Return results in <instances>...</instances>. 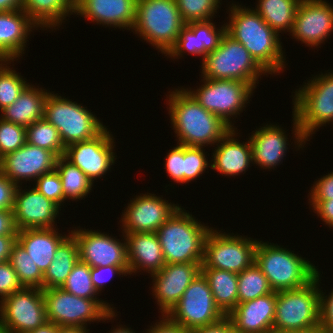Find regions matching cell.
Masks as SVG:
<instances>
[{"instance_id": "obj_39", "label": "cell", "mask_w": 333, "mask_h": 333, "mask_svg": "<svg viewBox=\"0 0 333 333\" xmlns=\"http://www.w3.org/2000/svg\"><path fill=\"white\" fill-rule=\"evenodd\" d=\"M14 60H0V111L10 106L29 85L19 73L10 68Z\"/></svg>"}, {"instance_id": "obj_3", "label": "cell", "mask_w": 333, "mask_h": 333, "mask_svg": "<svg viewBox=\"0 0 333 333\" xmlns=\"http://www.w3.org/2000/svg\"><path fill=\"white\" fill-rule=\"evenodd\" d=\"M304 84L292 99V134L298 150L310 141L317 129L333 122V72L316 75Z\"/></svg>"}, {"instance_id": "obj_11", "label": "cell", "mask_w": 333, "mask_h": 333, "mask_svg": "<svg viewBox=\"0 0 333 333\" xmlns=\"http://www.w3.org/2000/svg\"><path fill=\"white\" fill-rule=\"evenodd\" d=\"M201 80L203 84L199 88L186 90L205 110L220 117L232 129H235L231 120L240 115L246 108V104L250 103L249 98L253 95L255 87L240 80L207 78Z\"/></svg>"}, {"instance_id": "obj_58", "label": "cell", "mask_w": 333, "mask_h": 333, "mask_svg": "<svg viewBox=\"0 0 333 333\" xmlns=\"http://www.w3.org/2000/svg\"><path fill=\"white\" fill-rule=\"evenodd\" d=\"M56 333H89V329L84 327L58 326Z\"/></svg>"}, {"instance_id": "obj_37", "label": "cell", "mask_w": 333, "mask_h": 333, "mask_svg": "<svg viewBox=\"0 0 333 333\" xmlns=\"http://www.w3.org/2000/svg\"><path fill=\"white\" fill-rule=\"evenodd\" d=\"M26 142L47 149L57 157L63 156L65 152L58 129L44 118L26 127Z\"/></svg>"}, {"instance_id": "obj_9", "label": "cell", "mask_w": 333, "mask_h": 333, "mask_svg": "<svg viewBox=\"0 0 333 333\" xmlns=\"http://www.w3.org/2000/svg\"><path fill=\"white\" fill-rule=\"evenodd\" d=\"M42 293L47 321L58 326L87 328V323L105 322L117 316L112 304L75 296L61 287L42 289Z\"/></svg>"}, {"instance_id": "obj_27", "label": "cell", "mask_w": 333, "mask_h": 333, "mask_svg": "<svg viewBox=\"0 0 333 333\" xmlns=\"http://www.w3.org/2000/svg\"><path fill=\"white\" fill-rule=\"evenodd\" d=\"M231 129L217 143L212 154L211 169L219 172L223 176H238L245 173L253 163L252 147L250 140L241 143L235 137L238 130Z\"/></svg>"}, {"instance_id": "obj_8", "label": "cell", "mask_w": 333, "mask_h": 333, "mask_svg": "<svg viewBox=\"0 0 333 333\" xmlns=\"http://www.w3.org/2000/svg\"><path fill=\"white\" fill-rule=\"evenodd\" d=\"M201 78L213 80H240L252 84L255 88L261 75L267 72L255 61L240 42L226 32L219 46L202 60Z\"/></svg>"}, {"instance_id": "obj_34", "label": "cell", "mask_w": 333, "mask_h": 333, "mask_svg": "<svg viewBox=\"0 0 333 333\" xmlns=\"http://www.w3.org/2000/svg\"><path fill=\"white\" fill-rule=\"evenodd\" d=\"M301 0H258L253 8L278 34L291 32L295 14Z\"/></svg>"}, {"instance_id": "obj_16", "label": "cell", "mask_w": 333, "mask_h": 333, "mask_svg": "<svg viewBox=\"0 0 333 333\" xmlns=\"http://www.w3.org/2000/svg\"><path fill=\"white\" fill-rule=\"evenodd\" d=\"M141 194L130 199L122 212V233H156L179 207L154 193Z\"/></svg>"}, {"instance_id": "obj_15", "label": "cell", "mask_w": 333, "mask_h": 333, "mask_svg": "<svg viewBox=\"0 0 333 333\" xmlns=\"http://www.w3.org/2000/svg\"><path fill=\"white\" fill-rule=\"evenodd\" d=\"M114 137L105 128L94 139L65 147L64 157L76 165L90 180L101 178L115 163Z\"/></svg>"}, {"instance_id": "obj_46", "label": "cell", "mask_w": 333, "mask_h": 333, "mask_svg": "<svg viewBox=\"0 0 333 333\" xmlns=\"http://www.w3.org/2000/svg\"><path fill=\"white\" fill-rule=\"evenodd\" d=\"M24 287L18 279V275L10 265L9 261L0 263V301L13 292L19 291Z\"/></svg>"}, {"instance_id": "obj_6", "label": "cell", "mask_w": 333, "mask_h": 333, "mask_svg": "<svg viewBox=\"0 0 333 333\" xmlns=\"http://www.w3.org/2000/svg\"><path fill=\"white\" fill-rule=\"evenodd\" d=\"M293 252L278 244L258 241L255 263L273 291L301 288L315 278L317 266Z\"/></svg>"}, {"instance_id": "obj_43", "label": "cell", "mask_w": 333, "mask_h": 333, "mask_svg": "<svg viewBox=\"0 0 333 333\" xmlns=\"http://www.w3.org/2000/svg\"><path fill=\"white\" fill-rule=\"evenodd\" d=\"M206 158L204 147L184 145V183L197 180L207 167H211Z\"/></svg>"}, {"instance_id": "obj_51", "label": "cell", "mask_w": 333, "mask_h": 333, "mask_svg": "<svg viewBox=\"0 0 333 333\" xmlns=\"http://www.w3.org/2000/svg\"><path fill=\"white\" fill-rule=\"evenodd\" d=\"M314 213L328 225L329 228L333 227V200H309Z\"/></svg>"}, {"instance_id": "obj_22", "label": "cell", "mask_w": 333, "mask_h": 333, "mask_svg": "<svg viewBox=\"0 0 333 333\" xmlns=\"http://www.w3.org/2000/svg\"><path fill=\"white\" fill-rule=\"evenodd\" d=\"M137 0H75V14L96 24L132 30Z\"/></svg>"}, {"instance_id": "obj_33", "label": "cell", "mask_w": 333, "mask_h": 333, "mask_svg": "<svg viewBox=\"0 0 333 333\" xmlns=\"http://www.w3.org/2000/svg\"><path fill=\"white\" fill-rule=\"evenodd\" d=\"M212 291L214 302L228 316L238 304V274L215 268H201Z\"/></svg>"}, {"instance_id": "obj_19", "label": "cell", "mask_w": 333, "mask_h": 333, "mask_svg": "<svg viewBox=\"0 0 333 333\" xmlns=\"http://www.w3.org/2000/svg\"><path fill=\"white\" fill-rule=\"evenodd\" d=\"M57 158L53 152L26 142L0 159V171L19 186L22 180L36 181L43 174L54 171Z\"/></svg>"}, {"instance_id": "obj_24", "label": "cell", "mask_w": 333, "mask_h": 333, "mask_svg": "<svg viewBox=\"0 0 333 333\" xmlns=\"http://www.w3.org/2000/svg\"><path fill=\"white\" fill-rule=\"evenodd\" d=\"M277 292L238 303L227 316L236 333H273Z\"/></svg>"}, {"instance_id": "obj_42", "label": "cell", "mask_w": 333, "mask_h": 333, "mask_svg": "<svg viewBox=\"0 0 333 333\" xmlns=\"http://www.w3.org/2000/svg\"><path fill=\"white\" fill-rule=\"evenodd\" d=\"M26 143V128L0 117V159Z\"/></svg>"}, {"instance_id": "obj_47", "label": "cell", "mask_w": 333, "mask_h": 333, "mask_svg": "<svg viewBox=\"0 0 333 333\" xmlns=\"http://www.w3.org/2000/svg\"><path fill=\"white\" fill-rule=\"evenodd\" d=\"M91 279L94 285V288L97 292H101L104 288L106 282L110 281L112 277L115 275H123L127 276L129 273V268H120L119 266H98V267H90ZM127 274V275H126Z\"/></svg>"}, {"instance_id": "obj_49", "label": "cell", "mask_w": 333, "mask_h": 333, "mask_svg": "<svg viewBox=\"0 0 333 333\" xmlns=\"http://www.w3.org/2000/svg\"><path fill=\"white\" fill-rule=\"evenodd\" d=\"M308 200H333V172H328L314 182Z\"/></svg>"}, {"instance_id": "obj_17", "label": "cell", "mask_w": 333, "mask_h": 333, "mask_svg": "<svg viewBox=\"0 0 333 333\" xmlns=\"http://www.w3.org/2000/svg\"><path fill=\"white\" fill-rule=\"evenodd\" d=\"M78 244L79 261L90 267L119 266L129 268L126 241L95 230L76 228L70 232Z\"/></svg>"}, {"instance_id": "obj_31", "label": "cell", "mask_w": 333, "mask_h": 333, "mask_svg": "<svg viewBox=\"0 0 333 333\" xmlns=\"http://www.w3.org/2000/svg\"><path fill=\"white\" fill-rule=\"evenodd\" d=\"M21 9L39 28L53 31L75 14V0H23Z\"/></svg>"}, {"instance_id": "obj_2", "label": "cell", "mask_w": 333, "mask_h": 333, "mask_svg": "<svg viewBox=\"0 0 333 333\" xmlns=\"http://www.w3.org/2000/svg\"><path fill=\"white\" fill-rule=\"evenodd\" d=\"M168 93L167 109L178 144L212 146L232 129L220 117L205 110L186 88H176Z\"/></svg>"}, {"instance_id": "obj_26", "label": "cell", "mask_w": 333, "mask_h": 333, "mask_svg": "<svg viewBox=\"0 0 333 333\" xmlns=\"http://www.w3.org/2000/svg\"><path fill=\"white\" fill-rule=\"evenodd\" d=\"M126 241L127 260L130 276L132 273H156L165 265L162 248L156 233H122ZM139 270V271H137Z\"/></svg>"}, {"instance_id": "obj_30", "label": "cell", "mask_w": 333, "mask_h": 333, "mask_svg": "<svg viewBox=\"0 0 333 333\" xmlns=\"http://www.w3.org/2000/svg\"><path fill=\"white\" fill-rule=\"evenodd\" d=\"M39 86L28 85L19 97L1 111L0 117L25 128L44 117V105L48 94Z\"/></svg>"}, {"instance_id": "obj_23", "label": "cell", "mask_w": 333, "mask_h": 333, "mask_svg": "<svg viewBox=\"0 0 333 333\" xmlns=\"http://www.w3.org/2000/svg\"><path fill=\"white\" fill-rule=\"evenodd\" d=\"M226 32V24L215 27L212 20L192 21L181 29L175 45L165 55L168 58L179 59L185 52L199 55L204 60L208 53L213 52ZM183 54V55H182Z\"/></svg>"}, {"instance_id": "obj_60", "label": "cell", "mask_w": 333, "mask_h": 333, "mask_svg": "<svg viewBox=\"0 0 333 333\" xmlns=\"http://www.w3.org/2000/svg\"><path fill=\"white\" fill-rule=\"evenodd\" d=\"M0 333H11V332L0 327Z\"/></svg>"}, {"instance_id": "obj_25", "label": "cell", "mask_w": 333, "mask_h": 333, "mask_svg": "<svg viewBox=\"0 0 333 333\" xmlns=\"http://www.w3.org/2000/svg\"><path fill=\"white\" fill-rule=\"evenodd\" d=\"M34 28L39 27L22 9L0 12V60H18Z\"/></svg>"}, {"instance_id": "obj_55", "label": "cell", "mask_w": 333, "mask_h": 333, "mask_svg": "<svg viewBox=\"0 0 333 333\" xmlns=\"http://www.w3.org/2000/svg\"><path fill=\"white\" fill-rule=\"evenodd\" d=\"M17 242V235L0 236V263L9 260L13 245Z\"/></svg>"}, {"instance_id": "obj_48", "label": "cell", "mask_w": 333, "mask_h": 333, "mask_svg": "<svg viewBox=\"0 0 333 333\" xmlns=\"http://www.w3.org/2000/svg\"><path fill=\"white\" fill-rule=\"evenodd\" d=\"M320 289L319 333H333V289L329 295Z\"/></svg>"}, {"instance_id": "obj_29", "label": "cell", "mask_w": 333, "mask_h": 333, "mask_svg": "<svg viewBox=\"0 0 333 333\" xmlns=\"http://www.w3.org/2000/svg\"><path fill=\"white\" fill-rule=\"evenodd\" d=\"M58 228H36L17 231V242L44 273L51 264L59 244L68 236Z\"/></svg>"}, {"instance_id": "obj_12", "label": "cell", "mask_w": 333, "mask_h": 333, "mask_svg": "<svg viewBox=\"0 0 333 333\" xmlns=\"http://www.w3.org/2000/svg\"><path fill=\"white\" fill-rule=\"evenodd\" d=\"M211 227L204 242L201 268H215L239 274L255 262L258 240Z\"/></svg>"}, {"instance_id": "obj_5", "label": "cell", "mask_w": 333, "mask_h": 333, "mask_svg": "<svg viewBox=\"0 0 333 333\" xmlns=\"http://www.w3.org/2000/svg\"><path fill=\"white\" fill-rule=\"evenodd\" d=\"M320 274L301 288L277 292L273 333H319Z\"/></svg>"}, {"instance_id": "obj_14", "label": "cell", "mask_w": 333, "mask_h": 333, "mask_svg": "<svg viewBox=\"0 0 333 333\" xmlns=\"http://www.w3.org/2000/svg\"><path fill=\"white\" fill-rule=\"evenodd\" d=\"M47 322L42 289L26 288L0 301V327L11 333H28Z\"/></svg>"}, {"instance_id": "obj_44", "label": "cell", "mask_w": 333, "mask_h": 333, "mask_svg": "<svg viewBox=\"0 0 333 333\" xmlns=\"http://www.w3.org/2000/svg\"><path fill=\"white\" fill-rule=\"evenodd\" d=\"M34 183L33 187L37 191L61 208L64 204V193L60 176L56 170L43 174Z\"/></svg>"}, {"instance_id": "obj_20", "label": "cell", "mask_w": 333, "mask_h": 333, "mask_svg": "<svg viewBox=\"0 0 333 333\" xmlns=\"http://www.w3.org/2000/svg\"><path fill=\"white\" fill-rule=\"evenodd\" d=\"M202 263L166 264L153 273L152 295L162 315H167L182 297L191 282L201 273Z\"/></svg>"}, {"instance_id": "obj_18", "label": "cell", "mask_w": 333, "mask_h": 333, "mask_svg": "<svg viewBox=\"0 0 333 333\" xmlns=\"http://www.w3.org/2000/svg\"><path fill=\"white\" fill-rule=\"evenodd\" d=\"M331 32L333 6L325 0H301L290 32L293 39L313 48L325 42Z\"/></svg>"}, {"instance_id": "obj_56", "label": "cell", "mask_w": 333, "mask_h": 333, "mask_svg": "<svg viewBox=\"0 0 333 333\" xmlns=\"http://www.w3.org/2000/svg\"><path fill=\"white\" fill-rule=\"evenodd\" d=\"M22 1L23 0H0V12L21 9Z\"/></svg>"}, {"instance_id": "obj_41", "label": "cell", "mask_w": 333, "mask_h": 333, "mask_svg": "<svg viewBox=\"0 0 333 333\" xmlns=\"http://www.w3.org/2000/svg\"><path fill=\"white\" fill-rule=\"evenodd\" d=\"M222 0H176L177 8L185 23L207 21L214 17Z\"/></svg>"}, {"instance_id": "obj_40", "label": "cell", "mask_w": 333, "mask_h": 333, "mask_svg": "<svg viewBox=\"0 0 333 333\" xmlns=\"http://www.w3.org/2000/svg\"><path fill=\"white\" fill-rule=\"evenodd\" d=\"M61 288L78 297L98 299L96 297L99 293L94 288L90 266L81 261L74 266Z\"/></svg>"}, {"instance_id": "obj_7", "label": "cell", "mask_w": 333, "mask_h": 333, "mask_svg": "<svg viewBox=\"0 0 333 333\" xmlns=\"http://www.w3.org/2000/svg\"><path fill=\"white\" fill-rule=\"evenodd\" d=\"M185 24L176 0H137L132 31L158 52H169Z\"/></svg>"}, {"instance_id": "obj_53", "label": "cell", "mask_w": 333, "mask_h": 333, "mask_svg": "<svg viewBox=\"0 0 333 333\" xmlns=\"http://www.w3.org/2000/svg\"><path fill=\"white\" fill-rule=\"evenodd\" d=\"M189 333H236L230 319L225 316L219 322L189 331Z\"/></svg>"}, {"instance_id": "obj_32", "label": "cell", "mask_w": 333, "mask_h": 333, "mask_svg": "<svg viewBox=\"0 0 333 333\" xmlns=\"http://www.w3.org/2000/svg\"><path fill=\"white\" fill-rule=\"evenodd\" d=\"M78 261V244L69 232L59 244L51 264L44 272L43 289L61 287Z\"/></svg>"}, {"instance_id": "obj_59", "label": "cell", "mask_w": 333, "mask_h": 333, "mask_svg": "<svg viewBox=\"0 0 333 333\" xmlns=\"http://www.w3.org/2000/svg\"><path fill=\"white\" fill-rule=\"evenodd\" d=\"M112 331V332H111ZM109 331L110 333H136L134 330L131 329V327L119 325L113 330Z\"/></svg>"}, {"instance_id": "obj_36", "label": "cell", "mask_w": 333, "mask_h": 333, "mask_svg": "<svg viewBox=\"0 0 333 333\" xmlns=\"http://www.w3.org/2000/svg\"><path fill=\"white\" fill-rule=\"evenodd\" d=\"M8 261L18 275L19 282L23 287L43 289L44 273L18 242L13 245Z\"/></svg>"}, {"instance_id": "obj_45", "label": "cell", "mask_w": 333, "mask_h": 333, "mask_svg": "<svg viewBox=\"0 0 333 333\" xmlns=\"http://www.w3.org/2000/svg\"><path fill=\"white\" fill-rule=\"evenodd\" d=\"M165 157V169L169 178L184 184V145L178 144L170 149Z\"/></svg>"}, {"instance_id": "obj_52", "label": "cell", "mask_w": 333, "mask_h": 333, "mask_svg": "<svg viewBox=\"0 0 333 333\" xmlns=\"http://www.w3.org/2000/svg\"><path fill=\"white\" fill-rule=\"evenodd\" d=\"M162 320L157 321L154 325L149 326L146 333H189L181 325L170 320L166 315H161Z\"/></svg>"}, {"instance_id": "obj_54", "label": "cell", "mask_w": 333, "mask_h": 333, "mask_svg": "<svg viewBox=\"0 0 333 333\" xmlns=\"http://www.w3.org/2000/svg\"><path fill=\"white\" fill-rule=\"evenodd\" d=\"M13 210H0V236L17 235Z\"/></svg>"}, {"instance_id": "obj_10", "label": "cell", "mask_w": 333, "mask_h": 333, "mask_svg": "<svg viewBox=\"0 0 333 333\" xmlns=\"http://www.w3.org/2000/svg\"><path fill=\"white\" fill-rule=\"evenodd\" d=\"M58 129L65 147L94 139L106 126L87 107L50 92L44 105V117Z\"/></svg>"}, {"instance_id": "obj_13", "label": "cell", "mask_w": 333, "mask_h": 333, "mask_svg": "<svg viewBox=\"0 0 333 333\" xmlns=\"http://www.w3.org/2000/svg\"><path fill=\"white\" fill-rule=\"evenodd\" d=\"M166 316L188 331L215 324L225 317L215 304L209 283L202 273L191 282Z\"/></svg>"}, {"instance_id": "obj_1", "label": "cell", "mask_w": 333, "mask_h": 333, "mask_svg": "<svg viewBox=\"0 0 333 333\" xmlns=\"http://www.w3.org/2000/svg\"><path fill=\"white\" fill-rule=\"evenodd\" d=\"M226 33L243 44L255 61L268 73L275 75L285 67V59L278 35L263 18L251 8L232 3L229 7Z\"/></svg>"}, {"instance_id": "obj_35", "label": "cell", "mask_w": 333, "mask_h": 333, "mask_svg": "<svg viewBox=\"0 0 333 333\" xmlns=\"http://www.w3.org/2000/svg\"><path fill=\"white\" fill-rule=\"evenodd\" d=\"M55 170L58 172L62 182L64 203L67 199L72 201L85 199L90 194L93 187L91 180L64 156L57 158Z\"/></svg>"}, {"instance_id": "obj_28", "label": "cell", "mask_w": 333, "mask_h": 333, "mask_svg": "<svg viewBox=\"0 0 333 333\" xmlns=\"http://www.w3.org/2000/svg\"><path fill=\"white\" fill-rule=\"evenodd\" d=\"M286 131L277 124L268 123L255 129L249 137L252 147L253 163L260 169L276 168L286 156L289 141Z\"/></svg>"}, {"instance_id": "obj_4", "label": "cell", "mask_w": 333, "mask_h": 333, "mask_svg": "<svg viewBox=\"0 0 333 333\" xmlns=\"http://www.w3.org/2000/svg\"><path fill=\"white\" fill-rule=\"evenodd\" d=\"M210 229L179 206L156 232L165 263H203Z\"/></svg>"}, {"instance_id": "obj_38", "label": "cell", "mask_w": 333, "mask_h": 333, "mask_svg": "<svg viewBox=\"0 0 333 333\" xmlns=\"http://www.w3.org/2000/svg\"><path fill=\"white\" fill-rule=\"evenodd\" d=\"M267 277L254 262L238 274V303L272 293Z\"/></svg>"}, {"instance_id": "obj_57", "label": "cell", "mask_w": 333, "mask_h": 333, "mask_svg": "<svg viewBox=\"0 0 333 333\" xmlns=\"http://www.w3.org/2000/svg\"><path fill=\"white\" fill-rule=\"evenodd\" d=\"M57 328L58 325L47 321L43 326L38 327L37 329H34L28 333H56Z\"/></svg>"}, {"instance_id": "obj_50", "label": "cell", "mask_w": 333, "mask_h": 333, "mask_svg": "<svg viewBox=\"0 0 333 333\" xmlns=\"http://www.w3.org/2000/svg\"><path fill=\"white\" fill-rule=\"evenodd\" d=\"M17 187L0 171V210H13Z\"/></svg>"}, {"instance_id": "obj_21", "label": "cell", "mask_w": 333, "mask_h": 333, "mask_svg": "<svg viewBox=\"0 0 333 333\" xmlns=\"http://www.w3.org/2000/svg\"><path fill=\"white\" fill-rule=\"evenodd\" d=\"M19 185L15 192L13 216L18 231L23 229L55 228V219L61 208L47 199L34 187L21 190ZM56 225V226H55Z\"/></svg>"}]
</instances>
